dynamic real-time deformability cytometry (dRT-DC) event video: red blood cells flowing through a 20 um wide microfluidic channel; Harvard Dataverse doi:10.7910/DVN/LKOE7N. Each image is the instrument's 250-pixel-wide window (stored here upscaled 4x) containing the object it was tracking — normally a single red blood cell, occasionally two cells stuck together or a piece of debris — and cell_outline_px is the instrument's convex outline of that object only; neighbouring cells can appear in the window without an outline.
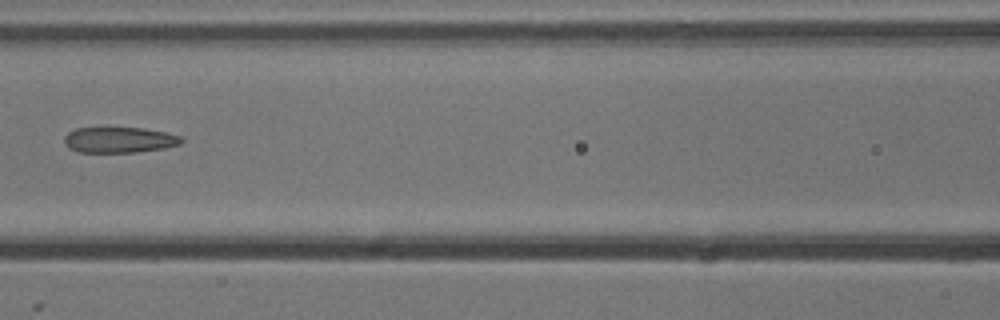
{"species": "common noctule bat (a hibernating species)", "species_latin": "Nyctalus noctula", "temperature_condition": "cold", "stored_images_in_passage": 8, "camera_frame_rate_fps": 3000, "um_per_image_px": 0.085, "animal": {"sex": "male", "body_mass_g": 13.3}, "frame": {"image": 1, "passage_image": 7, "time_ms": 2.0, "image_size_px": [1000, 320], "cell_outline_px": [[184, 140], [180, 144], [164, 148], [136, 152], [80, 152], [68, 148], [64, 144], [64, 136], [68, 132], [76, 128], [104, 124], [144, 128], [164, 132], [180, 136]], "centroid_in_image_um": [10.06, 11.83], "position_along_channel_um": 156.5, "area_um2": 18.5}}
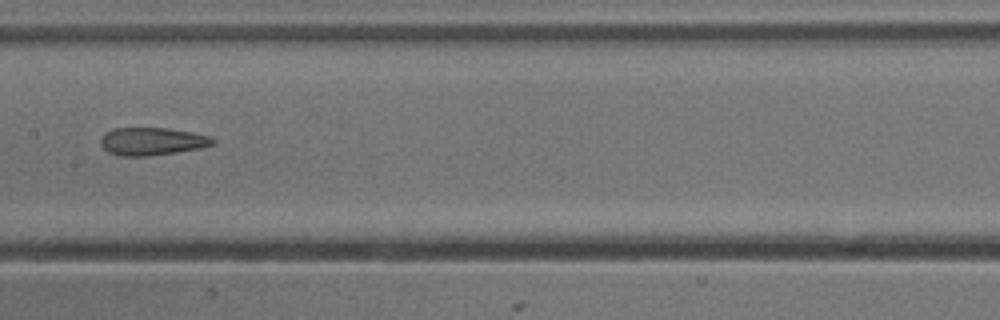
{"frame": {"image": 2, "passage_image": 8, "time_ms": 2.333, "image_size_px": [1000, 320], "cell_outline_px": [[216, 140], [212, 144], [200, 148], [148, 156], [120, 156], [108, 152], [100, 144], [100, 140], [104, 132], [112, 128], [168, 128], [192, 132], [212, 136]], "centroid_in_image_um": [12.9, 12.0], "position_along_channel_um": 194.5, "area_um2": 18.21}}